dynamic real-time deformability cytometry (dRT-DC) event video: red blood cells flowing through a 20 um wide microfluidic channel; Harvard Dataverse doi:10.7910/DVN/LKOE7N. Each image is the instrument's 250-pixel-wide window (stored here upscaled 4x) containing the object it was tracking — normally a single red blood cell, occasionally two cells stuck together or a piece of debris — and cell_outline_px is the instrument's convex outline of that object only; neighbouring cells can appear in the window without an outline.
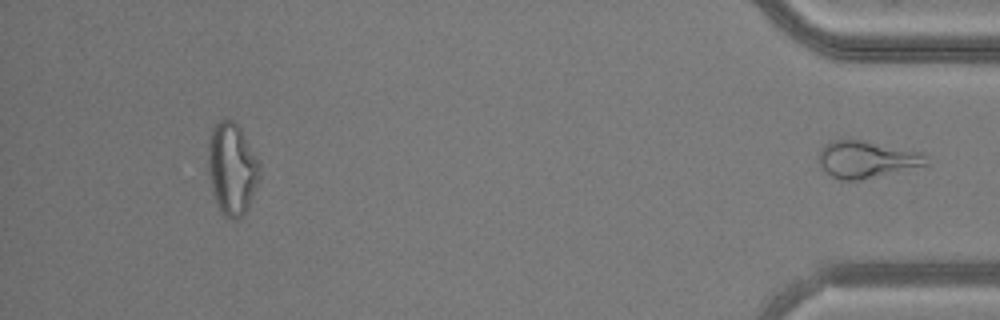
{"species": "common noctule bat (a hibernating species)", "species_latin": "Nyctalus noctula", "temperature_condition": "warm", "stored_images_in_passage": 46, "segment_of_instrument_passage": [2, 2], "camera_frame_rate_fps": 3000, "um_per_image_px": 0.085, "animal": {"sex": "male", "body_mass_g": 20.5, "forearm_length_mm": 52.5}, "frame": {"image": 1, "passage_image": 46, "time_ms": 15.0, "image_size_px": [1000, 320], "cell_outline_px": [[928, 164], [860, 180], [840, 180], [824, 172], [820, 168], [816, 156], [820, 148], [828, 140], [864, 140], [920, 152], [924, 156]], "centroid_in_image_um": [73.53, 13.54], "position_along_channel_um": 361.7, "area_um2": 23.18}}